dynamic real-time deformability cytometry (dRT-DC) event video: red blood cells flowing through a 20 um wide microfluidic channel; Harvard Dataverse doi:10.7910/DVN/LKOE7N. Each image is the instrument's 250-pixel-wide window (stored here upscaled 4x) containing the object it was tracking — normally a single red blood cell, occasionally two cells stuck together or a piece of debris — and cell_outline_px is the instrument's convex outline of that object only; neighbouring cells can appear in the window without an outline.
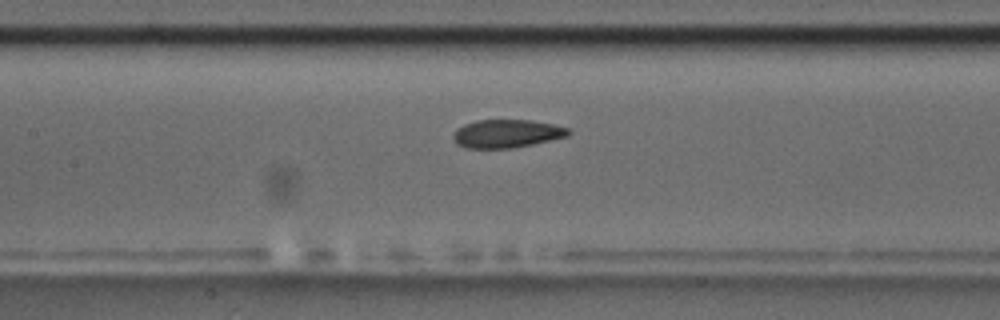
{"species": "common noctule bat (a hibernating species)", "species_latin": "Nyctalus noctula", "temperature_condition": "room temperature", "stored_images_in_passage": 33, "camera_frame_rate_fps": 3000, "um_per_image_px": 0.085, "animal": {"sex": "male", "body_mass_g": 17.5, "forearm_length_mm": 52.3}, "frame": {"image": 1, "passage_image": 11, "time_ms": 3.333, "image_size_px": [1000, 320], "cell_outline_px": [[572, 132], [568, 136], [532, 144], [512, 148], [464, 148], [456, 144], [452, 136], [456, 128], [464, 124], [476, 120], [532, 120], [572, 128]], "centroid_in_image_um": [43.07, 11.35], "position_along_channel_um": 164.3, "area_um2": 19.13}}
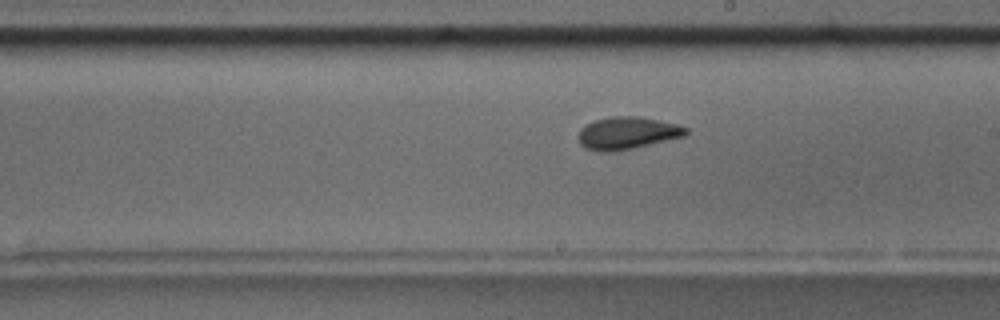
{"frame": {"image": 2, "passage_image": 17, "time_ms": 5.333, "image_size_px": [1000, 320], "cell_outline_px": [[688, 132], [684, 136], [632, 148], [612, 152], [600, 152], [584, 148], [580, 144], [576, 136], [580, 128], [596, 120], [612, 116], [636, 116], [676, 124], [688, 128]], "centroid_in_image_um": [53.25, 11.32], "position_along_channel_um": 235.7, "area_um2": 20.17}}
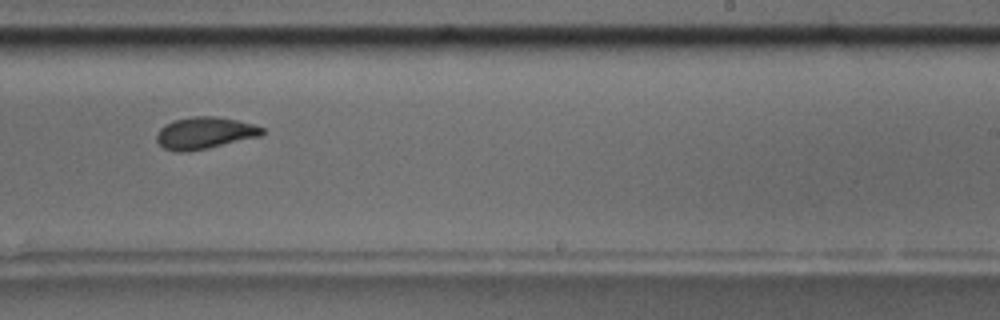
{"frame": {"image": 3, "passage_image": 20, "time_ms": 6.333, "image_size_px": [1000, 320], "cell_outline_px": [[264, 132], [260, 136], [208, 148], [188, 152], [176, 152], [164, 148], [156, 140], [156, 132], [164, 124], [172, 120], [192, 116], [216, 116], [236, 120], [252, 124], [264, 128]], "centroid_in_image_um": [17.35, 11.3], "position_along_channel_um": 271.7, "area_um2": 19.71}, "authors_computed_cell_mechanics": {"area_um2": 19.652, "velocity_mm_per_s": 3.5898, "shape_relaxation_time_tau1_ms": 4.1212, "shape_relaxation_time_tau2_ms": 1.7104, "deformation_change_tau1": 0.1344, "deformation_change_tau2": 0.0731}}